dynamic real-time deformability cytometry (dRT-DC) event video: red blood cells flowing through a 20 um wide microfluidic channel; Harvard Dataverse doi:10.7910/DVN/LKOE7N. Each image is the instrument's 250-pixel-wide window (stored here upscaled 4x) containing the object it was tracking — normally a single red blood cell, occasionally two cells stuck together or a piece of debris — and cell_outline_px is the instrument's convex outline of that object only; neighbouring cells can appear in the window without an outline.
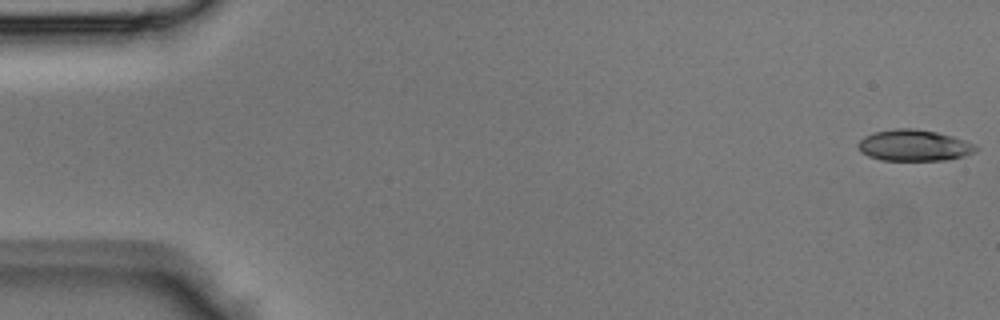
{"species": "Egyptian fruit bat (a non-hibernating species)", "species_latin": "Rousettus aegyptiacus", "temperature_condition": "room temperature", "stored_images_in_passage": 4, "camera_frame_rate_fps": 3000, "um_per_image_px": 0.085, "animal": {"sex": "male"}, "frame": {"image": 1, "passage_image": 1, "time_ms": 0.0, "image_size_px": [1000, 320], "cell_outline_px": [[980, 148], [964, 156], [948, 160], [880, 160], [868, 156], [860, 152], [856, 144], [864, 136], [872, 132], [896, 128], [912, 128], [936, 132], [952, 136], [972, 144]], "centroid_in_image_um": [77.62, 12.36], "position_along_channel_um": 7.4, "area_um2": 21.44}}
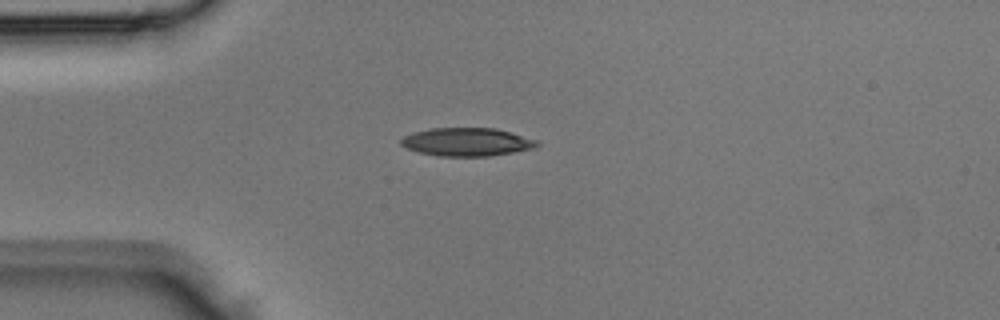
{"frame": {"image": 2, "passage_image": 4, "time_ms": 1.0, "image_size_px": [1000, 320], "cell_outline_px": [[540, 144], [536, 148], [488, 156], [440, 156], [420, 152], [408, 148], [400, 144], [400, 140], [404, 136], [416, 132], [432, 128], [496, 128], [540, 140]], "centroid_in_image_um": [39.75, 12.06], "position_along_channel_um": 45.2, "area_um2": 22.31}}